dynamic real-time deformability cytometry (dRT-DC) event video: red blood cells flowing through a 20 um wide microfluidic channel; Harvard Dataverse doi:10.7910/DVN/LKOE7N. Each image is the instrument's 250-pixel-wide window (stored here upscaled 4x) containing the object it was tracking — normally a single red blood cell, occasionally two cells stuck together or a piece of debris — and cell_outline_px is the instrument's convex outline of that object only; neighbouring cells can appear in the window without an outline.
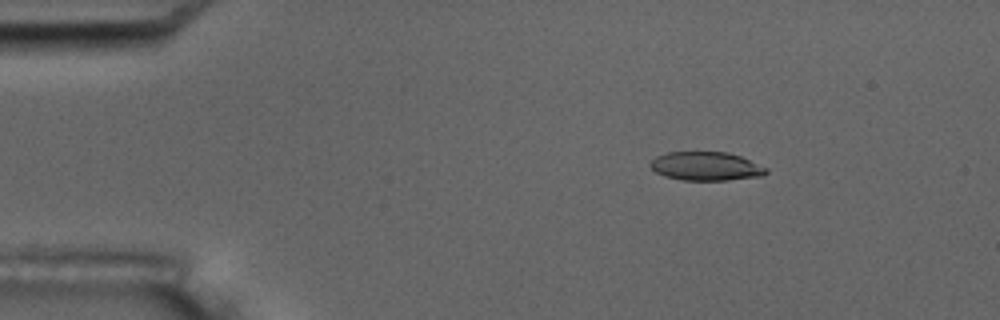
{"species": "common noctule bat (a hibernating species)", "species_latin": "Nyctalus noctula", "temperature_condition": "room temperature", "stored_images_in_passage": 5, "camera_frame_rate_fps": 3000, "um_per_image_px": 0.085, "animal": {"sex": "male", "body_mass_g": 17.5, "forearm_length_mm": 52.3}, "frame": {"image": 1, "passage_image": 3, "time_ms": 2.333, "image_size_px": [1000, 320], "cell_outline_px": [[768, 172], [764, 176], [728, 180], [680, 180], [664, 176], [656, 172], [648, 164], [656, 156], [668, 152], [728, 152], [740, 156], [768, 168]], "centroid_in_image_um": [60.02, 14.13], "position_along_channel_um": 25.0, "area_um2": 19.48}}